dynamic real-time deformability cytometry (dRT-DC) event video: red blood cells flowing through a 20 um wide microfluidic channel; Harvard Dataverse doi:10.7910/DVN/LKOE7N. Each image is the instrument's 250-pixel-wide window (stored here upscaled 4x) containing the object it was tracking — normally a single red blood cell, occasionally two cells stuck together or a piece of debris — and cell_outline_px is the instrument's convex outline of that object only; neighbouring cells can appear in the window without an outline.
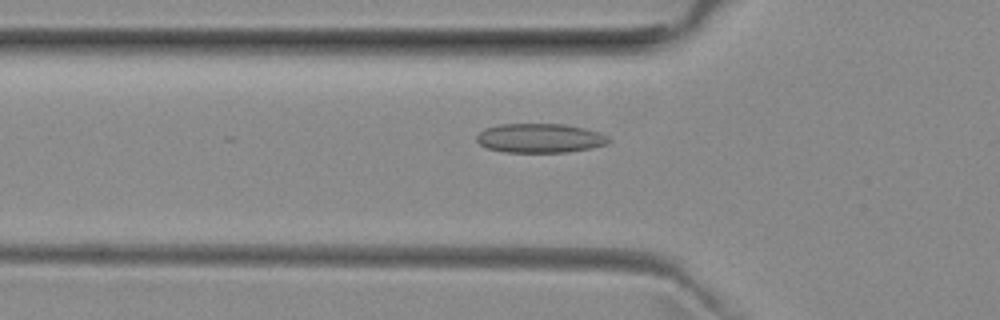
{"species": "common noctule bat (a hibernating species)", "species_latin": "Nyctalus noctula", "temperature_condition": "room temperature", "stored_images_in_passage": 51, "camera_frame_rate_fps": 3000, "um_per_image_px": 0.085, "animal": {"sex": "female", "body_mass_g": 29.2, "forearm_length_mm": 56.3}, "frame": {"image": 1, "passage_image": 17, "time_ms": 5.333, "image_size_px": [1000, 320], "cell_outline_px": [[612, 140], [608, 144], [592, 148], [568, 152], [504, 152], [488, 148], [480, 144], [476, 140], [476, 136], [484, 128], [500, 124], [564, 124], [584, 128], [600, 132], [608, 136]], "centroid_in_image_um": [45.93, 11.74], "position_along_channel_um": 79.9, "area_um2": 22.66}}
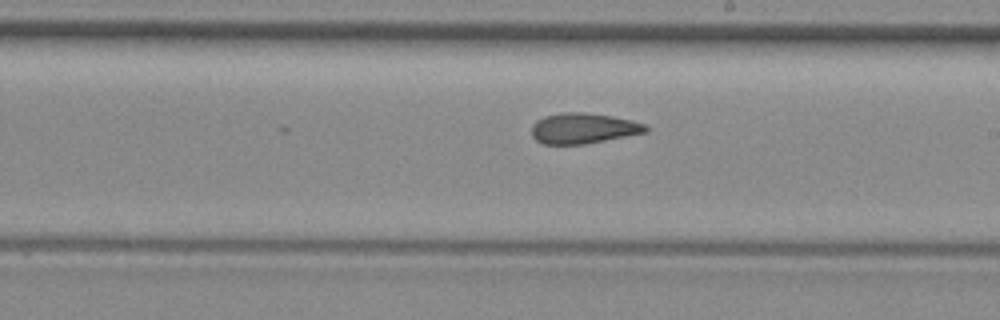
{"frame": {"image": 2, "passage_image": 29, "time_ms": 9.333, "image_size_px": [1000, 320], "cell_outline_px": [[648, 132], [584, 144], [544, 144], [536, 140], [532, 136], [532, 124], [536, 120], [544, 116], [564, 112], [584, 112], [612, 116], [632, 120], [644, 124], [648, 128]], "centroid_in_image_um": [49.57, 10.9], "position_along_channel_um": 239.4, "area_um2": 20.29}}
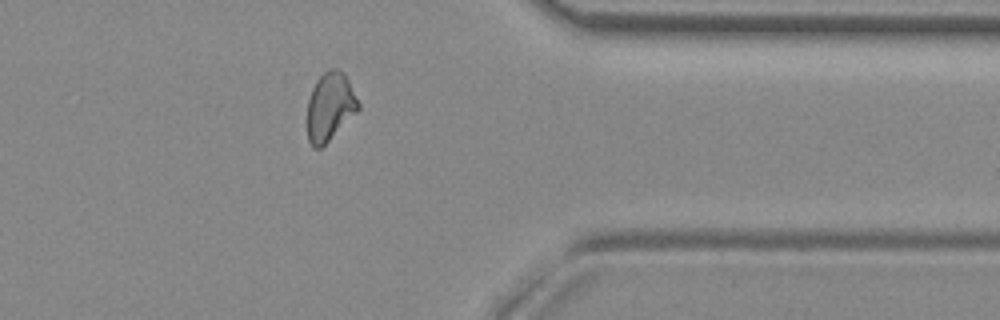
{"frame": {"image": 3, "passage_image": 41, "time_ms": 13.333, "image_size_px": [1000, 320], "cell_outline_px": [[360, 108], [320, 148], [312, 148], [308, 140], [308, 100], [312, 88], [316, 80], [328, 68], [340, 68], [344, 72], [360, 104]], "centroid_in_image_um": [28.04, 9.02], "position_along_channel_um": 383.4, "area_um2": 20.06}, "authors_computed_cell_mechanics": {"area_um2": 20.9814, "velocity_mm_per_s": 3.9802, "shape_relaxation_time_tau1_ms": null, "shape_relaxation_time_tau2_ms": 2.4996, "deformation_change_tau1": null, "deformation_change_tau2": 0.0876}}